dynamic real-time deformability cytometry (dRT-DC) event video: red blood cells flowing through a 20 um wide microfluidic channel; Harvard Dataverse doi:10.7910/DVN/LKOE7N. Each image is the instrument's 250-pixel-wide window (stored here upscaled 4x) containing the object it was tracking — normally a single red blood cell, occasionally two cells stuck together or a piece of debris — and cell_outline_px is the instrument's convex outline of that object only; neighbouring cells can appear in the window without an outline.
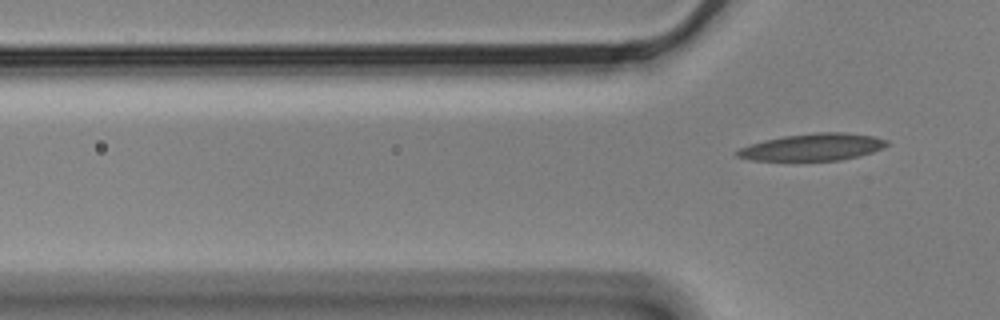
{"species": "Egyptian fruit bat (a non-hibernating species)", "species_latin": "Rousettus aegyptiacus", "temperature_condition": "cold", "stored_images_in_passage": 7, "segment_of_instrument_passage": [2, 2], "camera_frame_rate_fps": 3000, "um_per_image_px": 0.085, "animal": {"sex": "male"}, "frame": {"image": 1, "passage_image": 7, "time_ms": 2.0, "image_size_px": [1000, 320], "cell_outline_px": [[888, 144], [884, 148], [872, 152], [840, 160], [752, 160], [736, 156], [732, 152], [740, 148], [764, 140], [784, 136], [816, 132], [844, 132], [872, 136], [888, 140]], "centroid_in_image_um": [69.07, 12.5], "position_along_channel_um": 56.7, "area_um2": 23.41}}